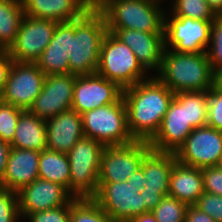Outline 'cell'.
<instances>
[{"label":"cell","mask_w":222,"mask_h":222,"mask_svg":"<svg viewBox=\"0 0 222 222\" xmlns=\"http://www.w3.org/2000/svg\"><path fill=\"white\" fill-rule=\"evenodd\" d=\"M25 16L19 0H0V50L8 51L14 44Z\"/></svg>","instance_id":"484cf974"},{"label":"cell","mask_w":222,"mask_h":222,"mask_svg":"<svg viewBox=\"0 0 222 222\" xmlns=\"http://www.w3.org/2000/svg\"><path fill=\"white\" fill-rule=\"evenodd\" d=\"M161 0H107L98 10L107 28H128L146 33H164Z\"/></svg>","instance_id":"277c9868"},{"label":"cell","mask_w":222,"mask_h":222,"mask_svg":"<svg viewBox=\"0 0 222 222\" xmlns=\"http://www.w3.org/2000/svg\"><path fill=\"white\" fill-rule=\"evenodd\" d=\"M149 142L133 141L127 145L106 146L101 156L99 182H124L142 165Z\"/></svg>","instance_id":"30bf717a"},{"label":"cell","mask_w":222,"mask_h":222,"mask_svg":"<svg viewBox=\"0 0 222 222\" xmlns=\"http://www.w3.org/2000/svg\"><path fill=\"white\" fill-rule=\"evenodd\" d=\"M107 0H83L85 5L89 9H98L100 8Z\"/></svg>","instance_id":"c3c4849f"},{"label":"cell","mask_w":222,"mask_h":222,"mask_svg":"<svg viewBox=\"0 0 222 222\" xmlns=\"http://www.w3.org/2000/svg\"><path fill=\"white\" fill-rule=\"evenodd\" d=\"M204 192L202 168L176 161L170 174L168 195L193 206Z\"/></svg>","instance_id":"7402d4cb"},{"label":"cell","mask_w":222,"mask_h":222,"mask_svg":"<svg viewBox=\"0 0 222 222\" xmlns=\"http://www.w3.org/2000/svg\"><path fill=\"white\" fill-rule=\"evenodd\" d=\"M71 201L67 205L30 214V222H70Z\"/></svg>","instance_id":"d590c367"},{"label":"cell","mask_w":222,"mask_h":222,"mask_svg":"<svg viewBox=\"0 0 222 222\" xmlns=\"http://www.w3.org/2000/svg\"><path fill=\"white\" fill-rule=\"evenodd\" d=\"M217 166L222 170V157L220 158Z\"/></svg>","instance_id":"681fc988"},{"label":"cell","mask_w":222,"mask_h":222,"mask_svg":"<svg viewBox=\"0 0 222 222\" xmlns=\"http://www.w3.org/2000/svg\"><path fill=\"white\" fill-rule=\"evenodd\" d=\"M40 152L11 147L5 176L0 187L20 192L38 177Z\"/></svg>","instance_id":"ffe728a7"},{"label":"cell","mask_w":222,"mask_h":222,"mask_svg":"<svg viewBox=\"0 0 222 222\" xmlns=\"http://www.w3.org/2000/svg\"><path fill=\"white\" fill-rule=\"evenodd\" d=\"M70 222H115L92 198L71 200Z\"/></svg>","instance_id":"83f0119b"},{"label":"cell","mask_w":222,"mask_h":222,"mask_svg":"<svg viewBox=\"0 0 222 222\" xmlns=\"http://www.w3.org/2000/svg\"><path fill=\"white\" fill-rule=\"evenodd\" d=\"M188 205L178 199L165 196L151 211L158 222H184Z\"/></svg>","instance_id":"4dcf8cb0"},{"label":"cell","mask_w":222,"mask_h":222,"mask_svg":"<svg viewBox=\"0 0 222 222\" xmlns=\"http://www.w3.org/2000/svg\"><path fill=\"white\" fill-rule=\"evenodd\" d=\"M170 10L176 17L199 20H214L218 17L206 0H174Z\"/></svg>","instance_id":"f1b7e54d"},{"label":"cell","mask_w":222,"mask_h":222,"mask_svg":"<svg viewBox=\"0 0 222 222\" xmlns=\"http://www.w3.org/2000/svg\"><path fill=\"white\" fill-rule=\"evenodd\" d=\"M175 97L185 104L186 121L193 128L207 125L209 91H185L175 94Z\"/></svg>","instance_id":"4316f807"},{"label":"cell","mask_w":222,"mask_h":222,"mask_svg":"<svg viewBox=\"0 0 222 222\" xmlns=\"http://www.w3.org/2000/svg\"><path fill=\"white\" fill-rule=\"evenodd\" d=\"M176 161L174 152L150 149L140 167L144 174V188L168 196L170 174Z\"/></svg>","instance_id":"603a6c76"},{"label":"cell","mask_w":222,"mask_h":222,"mask_svg":"<svg viewBox=\"0 0 222 222\" xmlns=\"http://www.w3.org/2000/svg\"><path fill=\"white\" fill-rule=\"evenodd\" d=\"M11 147L41 152L47 149L46 121L29 110H24L18 119Z\"/></svg>","instance_id":"cb8c5ba5"},{"label":"cell","mask_w":222,"mask_h":222,"mask_svg":"<svg viewBox=\"0 0 222 222\" xmlns=\"http://www.w3.org/2000/svg\"><path fill=\"white\" fill-rule=\"evenodd\" d=\"M146 72L131 48L108 31L101 44L96 73L124 89L148 79Z\"/></svg>","instance_id":"5b68a950"},{"label":"cell","mask_w":222,"mask_h":222,"mask_svg":"<svg viewBox=\"0 0 222 222\" xmlns=\"http://www.w3.org/2000/svg\"><path fill=\"white\" fill-rule=\"evenodd\" d=\"M123 89L114 81L94 73L76 76L71 109L82 115L85 112L116 103Z\"/></svg>","instance_id":"5bb4252c"},{"label":"cell","mask_w":222,"mask_h":222,"mask_svg":"<svg viewBox=\"0 0 222 222\" xmlns=\"http://www.w3.org/2000/svg\"><path fill=\"white\" fill-rule=\"evenodd\" d=\"M206 1L218 16H222V0H206Z\"/></svg>","instance_id":"7dc6e473"},{"label":"cell","mask_w":222,"mask_h":222,"mask_svg":"<svg viewBox=\"0 0 222 222\" xmlns=\"http://www.w3.org/2000/svg\"><path fill=\"white\" fill-rule=\"evenodd\" d=\"M108 32L103 14L88 9L72 21V51L69 53V73L75 76L97 72L103 39Z\"/></svg>","instance_id":"3957f363"},{"label":"cell","mask_w":222,"mask_h":222,"mask_svg":"<svg viewBox=\"0 0 222 222\" xmlns=\"http://www.w3.org/2000/svg\"><path fill=\"white\" fill-rule=\"evenodd\" d=\"M210 43L206 54L214 69L222 66V16H218L212 23Z\"/></svg>","instance_id":"836d02e7"},{"label":"cell","mask_w":222,"mask_h":222,"mask_svg":"<svg viewBox=\"0 0 222 222\" xmlns=\"http://www.w3.org/2000/svg\"><path fill=\"white\" fill-rule=\"evenodd\" d=\"M12 63L13 59L9 52L0 50V98L7 82Z\"/></svg>","instance_id":"ab89813d"},{"label":"cell","mask_w":222,"mask_h":222,"mask_svg":"<svg viewBox=\"0 0 222 222\" xmlns=\"http://www.w3.org/2000/svg\"><path fill=\"white\" fill-rule=\"evenodd\" d=\"M145 204V213L151 212L165 197L162 193L156 191H148L147 188L140 190Z\"/></svg>","instance_id":"60d3db41"},{"label":"cell","mask_w":222,"mask_h":222,"mask_svg":"<svg viewBox=\"0 0 222 222\" xmlns=\"http://www.w3.org/2000/svg\"><path fill=\"white\" fill-rule=\"evenodd\" d=\"M18 193L0 187V222H18Z\"/></svg>","instance_id":"d6a6232c"},{"label":"cell","mask_w":222,"mask_h":222,"mask_svg":"<svg viewBox=\"0 0 222 222\" xmlns=\"http://www.w3.org/2000/svg\"><path fill=\"white\" fill-rule=\"evenodd\" d=\"M38 177L58 183L70 192V165L66 153L44 149L40 152Z\"/></svg>","instance_id":"d4e9b609"},{"label":"cell","mask_w":222,"mask_h":222,"mask_svg":"<svg viewBox=\"0 0 222 222\" xmlns=\"http://www.w3.org/2000/svg\"><path fill=\"white\" fill-rule=\"evenodd\" d=\"M46 48H61L72 51V21L57 23L53 37Z\"/></svg>","instance_id":"74e56055"},{"label":"cell","mask_w":222,"mask_h":222,"mask_svg":"<svg viewBox=\"0 0 222 222\" xmlns=\"http://www.w3.org/2000/svg\"><path fill=\"white\" fill-rule=\"evenodd\" d=\"M74 196L62 185L37 178L18 192L19 214H30L67 205Z\"/></svg>","instance_id":"2e32d148"},{"label":"cell","mask_w":222,"mask_h":222,"mask_svg":"<svg viewBox=\"0 0 222 222\" xmlns=\"http://www.w3.org/2000/svg\"><path fill=\"white\" fill-rule=\"evenodd\" d=\"M204 191L222 196V170L218 166L202 168Z\"/></svg>","instance_id":"f35d334b"},{"label":"cell","mask_w":222,"mask_h":222,"mask_svg":"<svg viewBox=\"0 0 222 222\" xmlns=\"http://www.w3.org/2000/svg\"><path fill=\"white\" fill-rule=\"evenodd\" d=\"M117 39L128 45L146 71H159L165 49L164 33H146L128 28H107Z\"/></svg>","instance_id":"e0dca14e"},{"label":"cell","mask_w":222,"mask_h":222,"mask_svg":"<svg viewBox=\"0 0 222 222\" xmlns=\"http://www.w3.org/2000/svg\"><path fill=\"white\" fill-rule=\"evenodd\" d=\"M144 174L143 170L139 168L135 173L132 174L130 178L127 179V183L133 184L138 190H142L144 188Z\"/></svg>","instance_id":"ee69618b"},{"label":"cell","mask_w":222,"mask_h":222,"mask_svg":"<svg viewBox=\"0 0 222 222\" xmlns=\"http://www.w3.org/2000/svg\"><path fill=\"white\" fill-rule=\"evenodd\" d=\"M10 149L11 145L0 139V184L5 176Z\"/></svg>","instance_id":"7bdbcfd3"},{"label":"cell","mask_w":222,"mask_h":222,"mask_svg":"<svg viewBox=\"0 0 222 222\" xmlns=\"http://www.w3.org/2000/svg\"><path fill=\"white\" fill-rule=\"evenodd\" d=\"M127 222H158L151 212L130 218Z\"/></svg>","instance_id":"bcb514c9"},{"label":"cell","mask_w":222,"mask_h":222,"mask_svg":"<svg viewBox=\"0 0 222 222\" xmlns=\"http://www.w3.org/2000/svg\"><path fill=\"white\" fill-rule=\"evenodd\" d=\"M194 206L215 222H222V196L204 192Z\"/></svg>","instance_id":"e575fe53"},{"label":"cell","mask_w":222,"mask_h":222,"mask_svg":"<svg viewBox=\"0 0 222 222\" xmlns=\"http://www.w3.org/2000/svg\"><path fill=\"white\" fill-rule=\"evenodd\" d=\"M156 77L174 94L185 91H209L213 69L205 53H178L164 49Z\"/></svg>","instance_id":"7a4b0ae2"},{"label":"cell","mask_w":222,"mask_h":222,"mask_svg":"<svg viewBox=\"0 0 222 222\" xmlns=\"http://www.w3.org/2000/svg\"><path fill=\"white\" fill-rule=\"evenodd\" d=\"M84 137L81 115L70 109L46 120L47 149L68 153Z\"/></svg>","instance_id":"d6986e66"},{"label":"cell","mask_w":222,"mask_h":222,"mask_svg":"<svg viewBox=\"0 0 222 222\" xmlns=\"http://www.w3.org/2000/svg\"><path fill=\"white\" fill-rule=\"evenodd\" d=\"M164 14L165 49L178 53H205L214 20H199ZM171 46V47H169Z\"/></svg>","instance_id":"ba28073f"},{"label":"cell","mask_w":222,"mask_h":222,"mask_svg":"<svg viewBox=\"0 0 222 222\" xmlns=\"http://www.w3.org/2000/svg\"><path fill=\"white\" fill-rule=\"evenodd\" d=\"M92 199L115 222H127L130 218L144 214L143 196L133 184L124 182H99Z\"/></svg>","instance_id":"9c48e42d"},{"label":"cell","mask_w":222,"mask_h":222,"mask_svg":"<svg viewBox=\"0 0 222 222\" xmlns=\"http://www.w3.org/2000/svg\"><path fill=\"white\" fill-rule=\"evenodd\" d=\"M24 110L12 106L11 104L4 103L0 100V139L8 142H12L15 135V128L20 117V114Z\"/></svg>","instance_id":"1f68e13d"},{"label":"cell","mask_w":222,"mask_h":222,"mask_svg":"<svg viewBox=\"0 0 222 222\" xmlns=\"http://www.w3.org/2000/svg\"><path fill=\"white\" fill-rule=\"evenodd\" d=\"M84 137L106 146L127 145L135 141L128 128L123 97L116 103L93 109L81 115Z\"/></svg>","instance_id":"8992f818"},{"label":"cell","mask_w":222,"mask_h":222,"mask_svg":"<svg viewBox=\"0 0 222 222\" xmlns=\"http://www.w3.org/2000/svg\"><path fill=\"white\" fill-rule=\"evenodd\" d=\"M105 146L83 137L67 153L70 165V193L76 198H92L98 190L101 156Z\"/></svg>","instance_id":"52a82bcc"},{"label":"cell","mask_w":222,"mask_h":222,"mask_svg":"<svg viewBox=\"0 0 222 222\" xmlns=\"http://www.w3.org/2000/svg\"><path fill=\"white\" fill-rule=\"evenodd\" d=\"M194 130L186 121L185 104L175 96L163 117L159 131L149 142L151 149L156 151L176 152Z\"/></svg>","instance_id":"ac0fdd59"},{"label":"cell","mask_w":222,"mask_h":222,"mask_svg":"<svg viewBox=\"0 0 222 222\" xmlns=\"http://www.w3.org/2000/svg\"><path fill=\"white\" fill-rule=\"evenodd\" d=\"M45 77L36 63L13 61L0 100L29 110L42 90Z\"/></svg>","instance_id":"8fae6325"},{"label":"cell","mask_w":222,"mask_h":222,"mask_svg":"<svg viewBox=\"0 0 222 222\" xmlns=\"http://www.w3.org/2000/svg\"><path fill=\"white\" fill-rule=\"evenodd\" d=\"M69 53L61 48H45L35 62L45 75L69 73Z\"/></svg>","instance_id":"f546056e"},{"label":"cell","mask_w":222,"mask_h":222,"mask_svg":"<svg viewBox=\"0 0 222 222\" xmlns=\"http://www.w3.org/2000/svg\"><path fill=\"white\" fill-rule=\"evenodd\" d=\"M75 80L76 76L70 73L46 75L42 90L29 111L46 121L70 110Z\"/></svg>","instance_id":"9a60e30c"},{"label":"cell","mask_w":222,"mask_h":222,"mask_svg":"<svg viewBox=\"0 0 222 222\" xmlns=\"http://www.w3.org/2000/svg\"><path fill=\"white\" fill-rule=\"evenodd\" d=\"M25 16L71 22L89 8L83 0H21Z\"/></svg>","instance_id":"44dd1931"},{"label":"cell","mask_w":222,"mask_h":222,"mask_svg":"<svg viewBox=\"0 0 222 222\" xmlns=\"http://www.w3.org/2000/svg\"><path fill=\"white\" fill-rule=\"evenodd\" d=\"M207 125L222 131V91L209 90Z\"/></svg>","instance_id":"8d00e7d4"},{"label":"cell","mask_w":222,"mask_h":222,"mask_svg":"<svg viewBox=\"0 0 222 222\" xmlns=\"http://www.w3.org/2000/svg\"><path fill=\"white\" fill-rule=\"evenodd\" d=\"M58 22L24 16L8 50L13 61L35 63L50 43Z\"/></svg>","instance_id":"4fadbf2b"},{"label":"cell","mask_w":222,"mask_h":222,"mask_svg":"<svg viewBox=\"0 0 222 222\" xmlns=\"http://www.w3.org/2000/svg\"><path fill=\"white\" fill-rule=\"evenodd\" d=\"M212 88L222 91V66L213 69Z\"/></svg>","instance_id":"f6af8a7d"},{"label":"cell","mask_w":222,"mask_h":222,"mask_svg":"<svg viewBox=\"0 0 222 222\" xmlns=\"http://www.w3.org/2000/svg\"><path fill=\"white\" fill-rule=\"evenodd\" d=\"M174 96L156 76L123 89L128 128L135 141L154 138Z\"/></svg>","instance_id":"6da1fadb"},{"label":"cell","mask_w":222,"mask_h":222,"mask_svg":"<svg viewBox=\"0 0 222 222\" xmlns=\"http://www.w3.org/2000/svg\"><path fill=\"white\" fill-rule=\"evenodd\" d=\"M184 222H215V220L193 205L188 206Z\"/></svg>","instance_id":"b9f144b4"},{"label":"cell","mask_w":222,"mask_h":222,"mask_svg":"<svg viewBox=\"0 0 222 222\" xmlns=\"http://www.w3.org/2000/svg\"><path fill=\"white\" fill-rule=\"evenodd\" d=\"M175 156L179 163L196 168L217 166L222 157V131L208 125L194 128Z\"/></svg>","instance_id":"7c38bea8"}]
</instances>
